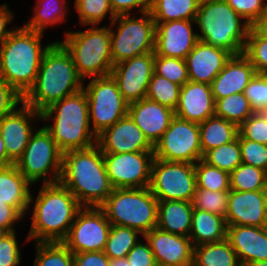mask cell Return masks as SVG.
<instances>
[{
	"instance_id": "5bb4252c",
	"label": "cell",
	"mask_w": 267,
	"mask_h": 266,
	"mask_svg": "<svg viewBox=\"0 0 267 266\" xmlns=\"http://www.w3.org/2000/svg\"><path fill=\"white\" fill-rule=\"evenodd\" d=\"M111 229L100 207H82L62 243L74 254L104 251Z\"/></svg>"
},
{
	"instance_id": "e0dca14e",
	"label": "cell",
	"mask_w": 267,
	"mask_h": 266,
	"mask_svg": "<svg viewBox=\"0 0 267 266\" xmlns=\"http://www.w3.org/2000/svg\"><path fill=\"white\" fill-rule=\"evenodd\" d=\"M194 23L195 20L155 22L154 54L185 60L199 41Z\"/></svg>"
},
{
	"instance_id": "d4e9b609",
	"label": "cell",
	"mask_w": 267,
	"mask_h": 266,
	"mask_svg": "<svg viewBox=\"0 0 267 266\" xmlns=\"http://www.w3.org/2000/svg\"><path fill=\"white\" fill-rule=\"evenodd\" d=\"M226 239L241 265L267 261V227L227 225Z\"/></svg>"
},
{
	"instance_id": "30bf717a",
	"label": "cell",
	"mask_w": 267,
	"mask_h": 266,
	"mask_svg": "<svg viewBox=\"0 0 267 266\" xmlns=\"http://www.w3.org/2000/svg\"><path fill=\"white\" fill-rule=\"evenodd\" d=\"M35 131L15 165L31 184L42 178L43 184L57 183L61 177L63 152L44 126ZM49 173H52L50 179L47 178Z\"/></svg>"
},
{
	"instance_id": "7a4b0ae2",
	"label": "cell",
	"mask_w": 267,
	"mask_h": 266,
	"mask_svg": "<svg viewBox=\"0 0 267 266\" xmlns=\"http://www.w3.org/2000/svg\"><path fill=\"white\" fill-rule=\"evenodd\" d=\"M71 54L55 41L45 52L33 87L23 97V103L38 112L83 89Z\"/></svg>"
},
{
	"instance_id": "3957f363",
	"label": "cell",
	"mask_w": 267,
	"mask_h": 266,
	"mask_svg": "<svg viewBox=\"0 0 267 266\" xmlns=\"http://www.w3.org/2000/svg\"><path fill=\"white\" fill-rule=\"evenodd\" d=\"M32 212L30 232L25 239L35 242H62L82 208L75 196L60 182L42 184Z\"/></svg>"
},
{
	"instance_id": "ba28073f",
	"label": "cell",
	"mask_w": 267,
	"mask_h": 266,
	"mask_svg": "<svg viewBox=\"0 0 267 266\" xmlns=\"http://www.w3.org/2000/svg\"><path fill=\"white\" fill-rule=\"evenodd\" d=\"M60 43L71 54L79 76L97 78L108 76L113 68L110 26L92 27L85 31L66 32Z\"/></svg>"
},
{
	"instance_id": "74e56055",
	"label": "cell",
	"mask_w": 267,
	"mask_h": 266,
	"mask_svg": "<svg viewBox=\"0 0 267 266\" xmlns=\"http://www.w3.org/2000/svg\"><path fill=\"white\" fill-rule=\"evenodd\" d=\"M33 266H74L73 253L62 242H35Z\"/></svg>"
},
{
	"instance_id": "4316f807",
	"label": "cell",
	"mask_w": 267,
	"mask_h": 266,
	"mask_svg": "<svg viewBox=\"0 0 267 266\" xmlns=\"http://www.w3.org/2000/svg\"><path fill=\"white\" fill-rule=\"evenodd\" d=\"M30 185L15 164L0 167V200L13 206L22 216L30 210Z\"/></svg>"
},
{
	"instance_id": "d6986e66",
	"label": "cell",
	"mask_w": 267,
	"mask_h": 266,
	"mask_svg": "<svg viewBox=\"0 0 267 266\" xmlns=\"http://www.w3.org/2000/svg\"><path fill=\"white\" fill-rule=\"evenodd\" d=\"M225 221L227 225L267 227V190H230Z\"/></svg>"
},
{
	"instance_id": "680465c9",
	"label": "cell",
	"mask_w": 267,
	"mask_h": 266,
	"mask_svg": "<svg viewBox=\"0 0 267 266\" xmlns=\"http://www.w3.org/2000/svg\"><path fill=\"white\" fill-rule=\"evenodd\" d=\"M13 163L8 159L6 148L0 134V167L10 166Z\"/></svg>"
},
{
	"instance_id": "6125c7cd",
	"label": "cell",
	"mask_w": 267,
	"mask_h": 266,
	"mask_svg": "<svg viewBox=\"0 0 267 266\" xmlns=\"http://www.w3.org/2000/svg\"><path fill=\"white\" fill-rule=\"evenodd\" d=\"M9 232L5 229L0 228V241L2 240V238L7 235Z\"/></svg>"
},
{
	"instance_id": "816d5d0a",
	"label": "cell",
	"mask_w": 267,
	"mask_h": 266,
	"mask_svg": "<svg viewBox=\"0 0 267 266\" xmlns=\"http://www.w3.org/2000/svg\"><path fill=\"white\" fill-rule=\"evenodd\" d=\"M139 240L126 256L131 266H158L154 254L146 241Z\"/></svg>"
},
{
	"instance_id": "1f68e13d",
	"label": "cell",
	"mask_w": 267,
	"mask_h": 266,
	"mask_svg": "<svg viewBox=\"0 0 267 266\" xmlns=\"http://www.w3.org/2000/svg\"><path fill=\"white\" fill-rule=\"evenodd\" d=\"M201 0H152L149 12L154 22L195 20Z\"/></svg>"
},
{
	"instance_id": "4dcf8cb0",
	"label": "cell",
	"mask_w": 267,
	"mask_h": 266,
	"mask_svg": "<svg viewBox=\"0 0 267 266\" xmlns=\"http://www.w3.org/2000/svg\"><path fill=\"white\" fill-rule=\"evenodd\" d=\"M193 266H242L229 241L194 246Z\"/></svg>"
},
{
	"instance_id": "44dd1931",
	"label": "cell",
	"mask_w": 267,
	"mask_h": 266,
	"mask_svg": "<svg viewBox=\"0 0 267 266\" xmlns=\"http://www.w3.org/2000/svg\"><path fill=\"white\" fill-rule=\"evenodd\" d=\"M143 238L148 242L158 266L193 265L194 246L189 237L153 228Z\"/></svg>"
},
{
	"instance_id": "83f0119b",
	"label": "cell",
	"mask_w": 267,
	"mask_h": 266,
	"mask_svg": "<svg viewBox=\"0 0 267 266\" xmlns=\"http://www.w3.org/2000/svg\"><path fill=\"white\" fill-rule=\"evenodd\" d=\"M193 207L187 201H158L157 228L189 237Z\"/></svg>"
},
{
	"instance_id": "9f6ffc18",
	"label": "cell",
	"mask_w": 267,
	"mask_h": 266,
	"mask_svg": "<svg viewBox=\"0 0 267 266\" xmlns=\"http://www.w3.org/2000/svg\"><path fill=\"white\" fill-rule=\"evenodd\" d=\"M14 18L6 3L0 6V45L8 38L15 29H6Z\"/></svg>"
},
{
	"instance_id": "277c9868",
	"label": "cell",
	"mask_w": 267,
	"mask_h": 266,
	"mask_svg": "<svg viewBox=\"0 0 267 266\" xmlns=\"http://www.w3.org/2000/svg\"><path fill=\"white\" fill-rule=\"evenodd\" d=\"M42 34L23 26L0 45V78L22 97L33 87L42 58L54 43L42 47Z\"/></svg>"
},
{
	"instance_id": "8d00e7d4",
	"label": "cell",
	"mask_w": 267,
	"mask_h": 266,
	"mask_svg": "<svg viewBox=\"0 0 267 266\" xmlns=\"http://www.w3.org/2000/svg\"><path fill=\"white\" fill-rule=\"evenodd\" d=\"M140 233L129 227L111 225L110 233L104 249L109 259L124 258L139 241Z\"/></svg>"
},
{
	"instance_id": "c3c4849f",
	"label": "cell",
	"mask_w": 267,
	"mask_h": 266,
	"mask_svg": "<svg viewBox=\"0 0 267 266\" xmlns=\"http://www.w3.org/2000/svg\"><path fill=\"white\" fill-rule=\"evenodd\" d=\"M225 1L250 25H252L257 20V18L265 11L267 7V3L265 4L263 0Z\"/></svg>"
},
{
	"instance_id": "7bdbcfd3",
	"label": "cell",
	"mask_w": 267,
	"mask_h": 266,
	"mask_svg": "<svg viewBox=\"0 0 267 266\" xmlns=\"http://www.w3.org/2000/svg\"><path fill=\"white\" fill-rule=\"evenodd\" d=\"M154 73L180 86L189 81L186 61L181 58L154 54Z\"/></svg>"
},
{
	"instance_id": "f907efd6",
	"label": "cell",
	"mask_w": 267,
	"mask_h": 266,
	"mask_svg": "<svg viewBox=\"0 0 267 266\" xmlns=\"http://www.w3.org/2000/svg\"><path fill=\"white\" fill-rule=\"evenodd\" d=\"M23 104V97L0 78V120Z\"/></svg>"
},
{
	"instance_id": "b9f144b4",
	"label": "cell",
	"mask_w": 267,
	"mask_h": 266,
	"mask_svg": "<svg viewBox=\"0 0 267 266\" xmlns=\"http://www.w3.org/2000/svg\"><path fill=\"white\" fill-rule=\"evenodd\" d=\"M229 191H210L197 188L191 204L193 209L207 211L225 218Z\"/></svg>"
},
{
	"instance_id": "f546056e",
	"label": "cell",
	"mask_w": 267,
	"mask_h": 266,
	"mask_svg": "<svg viewBox=\"0 0 267 266\" xmlns=\"http://www.w3.org/2000/svg\"><path fill=\"white\" fill-rule=\"evenodd\" d=\"M202 155L207 151L225 145L238 136V126L224 118L213 116L199 123Z\"/></svg>"
},
{
	"instance_id": "ee69618b",
	"label": "cell",
	"mask_w": 267,
	"mask_h": 266,
	"mask_svg": "<svg viewBox=\"0 0 267 266\" xmlns=\"http://www.w3.org/2000/svg\"><path fill=\"white\" fill-rule=\"evenodd\" d=\"M243 55L255 67L257 74H267V38L260 37L252 28L247 36Z\"/></svg>"
},
{
	"instance_id": "9c48e42d",
	"label": "cell",
	"mask_w": 267,
	"mask_h": 266,
	"mask_svg": "<svg viewBox=\"0 0 267 266\" xmlns=\"http://www.w3.org/2000/svg\"><path fill=\"white\" fill-rule=\"evenodd\" d=\"M142 17L118 15L110 26L111 57L113 65L149 52H154L155 22L151 13H142ZM118 22V23H117ZM117 24L118 30H113Z\"/></svg>"
},
{
	"instance_id": "f5cc1de1",
	"label": "cell",
	"mask_w": 267,
	"mask_h": 266,
	"mask_svg": "<svg viewBox=\"0 0 267 266\" xmlns=\"http://www.w3.org/2000/svg\"><path fill=\"white\" fill-rule=\"evenodd\" d=\"M151 4L152 0H110L111 8L116 16L129 15L135 8H139L141 14L148 12Z\"/></svg>"
},
{
	"instance_id": "8fae6325",
	"label": "cell",
	"mask_w": 267,
	"mask_h": 266,
	"mask_svg": "<svg viewBox=\"0 0 267 266\" xmlns=\"http://www.w3.org/2000/svg\"><path fill=\"white\" fill-rule=\"evenodd\" d=\"M88 101L89 121L97 137L128 114V103L111 75L90 79L83 87Z\"/></svg>"
},
{
	"instance_id": "bcb514c9",
	"label": "cell",
	"mask_w": 267,
	"mask_h": 266,
	"mask_svg": "<svg viewBox=\"0 0 267 266\" xmlns=\"http://www.w3.org/2000/svg\"><path fill=\"white\" fill-rule=\"evenodd\" d=\"M242 163L252 165L267 171V145L249 139L239 134Z\"/></svg>"
},
{
	"instance_id": "ac0fdd59",
	"label": "cell",
	"mask_w": 267,
	"mask_h": 266,
	"mask_svg": "<svg viewBox=\"0 0 267 266\" xmlns=\"http://www.w3.org/2000/svg\"><path fill=\"white\" fill-rule=\"evenodd\" d=\"M35 118L41 121V113L23 103L21 107L0 120V134L8 159L13 164L21 158L35 132L32 128Z\"/></svg>"
},
{
	"instance_id": "6f0895ef",
	"label": "cell",
	"mask_w": 267,
	"mask_h": 266,
	"mask_svg": "<svg viewBox=\"0 0 267 266\" xmlns=\"http://www.w3.org/2000/svg\"><path fill=\"white\" fill-rule=\"evenodd\" d=\"M251 28L262 38H267V7L251 25Z\"/></svg>"
},
{
	"instance_id": "d590c367",
	"label": "cell",
	"mask_w": 267,
	"mask_h": 266,
	"mask_svg": "<svg viewBox=\"0 0 267 266\" xmlns=\"http://www.w3.org/2000/svg\"><path fill=\"white\" fill-rule=\"evenodd\" d=\"M202 160L210 166L231 173L242 163L239 133L233 141L207 151Z\"/></svg>"
},
{
	"instance_id": "2e32d148",
	"label": "cell",
	"mask_w": 267,
	"mask_h": 266,
	"mask_svg": "<svg viewBox=\"0 0 267 266\" xmlns=\"http://www.w3.org/2000/svg\"><path fill=\"white\" fill-rule=\"evenodd\" d=\"M153 73L154 52H149L115 64L110 75L116 81L124 100L131 104L146 98Z\"/></svg>"
},
{
	"instance_id": "f35d334b",
	"label": "cell",
	"mask_w": 267,
	"mask_h": 266,
	"mask_svg": "<svg viewBox=\"0 0 267 266\" xmlns=\"http://www.w3.org/2000/svg\"><path fill=\"white\" fill-rule=\"evenodd\" d=\"M180 90V85L153 73L148 84L146 98L175 111L179 102Z\"/></svg>"
},
{
	"instance_id": "91938a15",
	"label": "cell",
	"mask_w": 267,
	"mask_h": 266,
	"mask_svg": "<svg viewBox=\"0 0 267 266\" xmlns=\"http://www.w3.org/2000/svg\"><path fill=\"white\" fill-rule=\"evenodd\" d=\"M110 266H131L126 257L118 259H110Z\"/></svg>"
},
{
	"instance_id": "8992f818",
	"label": "cell",
	"mask_w": 267,
	"mask_h": 266,
	"mask_svg": "<svg viewBox=\"0 0 267 266\" xmlns=\"http://www.w3.org/2000/svg\"><path fill=\"white\" fill-rule=\"evenodd\" d=\"M243 20V23H242ZM195 24L198 40L242 55L251 25L225 0H201Z\"/></svg>"
},
{
	"instance_id": "7402d4cb",
	"label": "cell",
	"mask_w": 267,
	"mask_h": 266,
	"mask_svg": "<svg viewBox=\"0 0 267 266\" xmlns=\"http://www.w3.org/2000/svg\"><path fill=\"white\" fill-rule=\"evenodd\" d=\"M231 56L226 49L198 41L185 59L189 80L210 85Z\"/></svg>"
},
{
	"instance_id": "5b68a950",
	"label": "cell",
	"mask_w": 267,
	"mask_h": 266,
	"mask_svg": "<svg viewBox=\"0 0 267 266\" xmlns=\"http://www.w3.org/2000/svg\"><path fill=\"white\" fill-rule=\"evenodd\" d=\"M52 120L44 125L51 137L64 153L86 149L97 142L89 121L87 95L84 89L51 104L41 112V121Z\"/></svg>"
},
{
	"instance_id": "11a10c76",
	"label": "cell",
	"mask_w": 267,
	"mask_h": 266,
	"mask_svg": "<svg viewBox=\"0 0 267 266\" xmlns=\"http://www.w3.org/2000/svg\"><path fill=\"white\" fill-rule=\"evenodd\" d=\"M24 217L13 207L0 200V228L8 232L15 231L14 223Z\"/></svg>"
},
{
	"instance_id": "7dc6e473",
	"label": "cell",
	"mask_w": 267,
	"mask_h": 266,
	"mask_svg": "<svg viewBox=\"0 0 267 266\" xmlns=\"http://www.w3.org/2000/svg\"><path fill=\"white\" fill-rule=\"evenodd\" d=\"M254 112H267V74H256L244 90Z\"/></svg>"
},
{
	"instance_id": "60d3db41",
	"label": "cell",
	"mask_w": 267,
	"mask_h": 266,
	"mask_svg": "<svg viewBox=\"0 0 267 266\" xmlns=\"http://www.w3.org/2000/svg\"><path fill=\"white\" fill-rule=\"evenodd\" d=\"M74 4L82 25H99L108 13L111 17L110 22L116 17L111 8L110 0H75Z\"/></svg>"
},
{
	"instance_id": "681fc988",
	"label": "cell",
	"mask_w": 267,
	"mask_h": 266,
	"mask_svg": "<svg viewBox=\"0 0 267 266\" xmlns=\"http://www.w3.org/2000/svg\"><path fill=\"white\" fill-rule=\"evenodd\" d=\"M15 231L9 232L0 241V266H18L20 264V248Z\"/></svg>"
},
{
	"instance_id": "6da1fadb",
	"label": "cell",
	"mask_w": 267,
	"mask_h": 266,
	"mask_svg": "<svg viewBox=\"0 0 267 266\" xmlns=\"http://www.w3.org/2000/svg\"><path fill=\"white\" fill-rule=\"evenodd\" d=\"M82 207H100L111 194L103 153L97 144L63 153L59 180Z\"/></svg>"
},
{
	"instance_id": "484cf974",
	"label": "cell",
	"mask_w": 267,
	"mask_h": 266,
	"mask_svg": "<svg viewBox=\"0 0 267 266\" xmlns=\"http://www.w3.org/2000/svg\"><path fill=\"white\" fill-rule=\"evenodd\" d=\"M256 74L255 67L243 54L232 55L210 84L214 99L244 93Z\"/></svg>"
},
{
	"instance_id": "4fadbf2b",
	"label": "cell",
	"mask_w": 267,
	"mask_h": 266,
	"mask_svg": "<svg viewBox=\"0 0 267 266\" xmlns=\"http://www.w3.org/2000/svg\"><path fill=\"white\" fill-rule=\"evenodd\" d=\"M154 158L195 164L203 158L199 124L174 117L154 145Z\"/></svg>"
},
{
	"instance_id": "ffe728a7",
	"label": "cell",
	"mask_w": 267,
	"mask_h": 266,
	"mask_svg": "<svg viewBox=\"0 0 267 266\" xmlns=\"http://www.w3.org/2000/svg\"><path fill=\"white\" fill-rule=\"evenodd\" d=\"M96 144L102 153L110 154L154 151V146L129 114L98 135Z\"/></svg>"
},
{
	"instance_id": "cb8c5ba5",
	"label": "cell",
	"mask_w": 267,
	"mask_h": 266,
	"mask_svg": "<svg viewBox=\"0 0 267 266\" xmlns=\"http://www.w3.org/2000/svg\"><path fill=\"white\" fill-rule=\"evenodd\" d=\"M175 116L198 124L215 116V99L211 86L190 80L181 86Z\"/></svg>"
},
{
	"instance_id": "7c38bea8",
	"label": "cell",
	"mask_w": 267,
	"mask_h": 266,
	"mask_svg": "<svg viewBox=\"0 0 267 266\" xmlns=\"http://www.w3.org/2000/svg\"><path fill=\"white\" fill-rule=\"evenodd\" d=\"M149 188L158 201L191 202L197 189L195 164L154 158Z\"/></svg>"
},
{
	"instance_id": "836d02e7",
	"label": "cell",
	"mask_w": 267,
	"mask_h": 266,
	"mask_svg": "<svg viewBox=\"0 0 267 266\" xmlns=\"http://www.w3.org/2000/svg\"><path fill=\"white\" fill-rule=\"evenodd\" d=\"M254 113L244 93L215 99V116L233 122L238 127Z\"/></svg>"
},
{
	"instance_id": "9a60e30c",
	"label": "cell",
	"mask_w": 267,
	"mask_h": 266,
	"mask_svg": "<svg viewBox=\"0 0 267 266\" xmlns=\"http://www.w3.org/2000/svg\"><path fill=\"white\" fill-rule=\"evenodd\" d=\"M113 189L149 187L154 151L103 153Z\"/></svg>"
},
{
	"instance_id": "f1b7e54d",
	"label": "cell",
	"mask_w": 267,
	"mask_h": 266,
	"mask_svg": "<svg viewBox=\"0 0 267 266\" xmlns=\"http://www.w3.org/2000/svg\"><path fill=\"white\" fill-rule=\"evenodd\" d=\"M227 224L220 215L193 209L189 238L193 246L226 239Z\"/></svg>"
},
{
	"instance_id": "603a6c76",
	"label": "cell",
	"mask_w": 267,
	"mask_h": 266,
	"mask_svg": "<svg viewBox=\"0 0 267 266\" xmlns=\"http://www.w3.org/2000/svg\"><path fill=\"white\" fill-rule=\"evenodd\" d=\"M128 114L153 146L175 117L173 109L147 98L129 104Z\"/></svg>"
},
{
	"instance_id": "d6a6232c",
	"label": "cell",
	"mask_w": 267,
	"mask_h": 266,
	"mask_svg": "<svg viewBox=\"0 0 267 266\" xmlns=\"http://www.w3.org/2000/svg\"><path fill=\"white\" fill-rule=\"evenodd\" d=\"M36 3L32 19L24 25L27 29L43 33L47 26L66 20L67 0H37Z\"/></svg>"
},
{
	"instance_id": "52a82bcc",
	"label": "cell",
	"mask_w": 267,
	"mask_h": 266,
	"mask_svg": "<svg viewBox=\"0 0 267 266\" xmlns=\"http://www.w3.org/2000/svg\"><path fill=\"white\" fill-rule=\"evenodd\" d=\"M100 208L111 225L132 228L142 236L157 227L158 200L149 187L113 189Z\"/></svg>"
},
{
	"instance_id": "ab89813d",
	"label": "cell",
	"mask_w": 267,
	"mask_h": 266,
	"mask_svg": "<svg viewBox=\"0 0 267 266\" xmlns=\"http://www.w3.org/2000/svg\"><path fill=\"white\" fill-rule=\"evenodd\" d=\"M197 188L210 191H230V173L208 165L202 159L195 163Z\"/></svg>"
},
{
	"instance_id": "f6af8a7d",
	"label": "cell",
	"mask_w": 267,
	"mask_h": 266,
	"mask_svg": "<svg viewBox=\"0 0 267 266\" xmlns=\"http://www.w3.org/2000/svg\"><path fill=\"white\" fill-rule=\"evenodd\" d=\"M244 138L267 145V112H255L238 127Z\"/></svg>"
},
{
	"instance_id": "db71d44e",
	"label": "cell",
	"mask_w": 267,
	"mask_h": 266,
	"mask_svg": "<svg viewBox=\"0 0 267 266\" xmlns=\"http://www.w3.org/2000/svg\"><path fill=\"white\" fill-rule=\"evenodd\" d=\"M74 266H110V259L104 251L74 253Z\"/></svg>"
},
{
	"instance_id": "94428289",
	"label": "cell",
	"mask_w": 267,
	"mask_h": 266,
	"mask_svg": "<svg viewBox=\"0 0 267 266\" xmlns=\"http://www.w3.org/2000/svg\"><path fill=\"white\" fill-rule=\"evenodd\" d=\"M242 266H267V261L249 262V263L243 264Z\"/></svg>"
},
{
	"instance_id": "e575fe53",
	"label": "cell",
	"mask_w": 267,
	"mask_h": 266,
	"mask_svg": "<svg viewBox=\"0 0 267 266\" xmlns=\"http://www.w3.org/2000/svg\"><path fill=\"white\" fill-rule=\"evenodd\" d=\"M230 190H267V171L241 163L230 173Z\"/></svg>"
}]
</instances>
